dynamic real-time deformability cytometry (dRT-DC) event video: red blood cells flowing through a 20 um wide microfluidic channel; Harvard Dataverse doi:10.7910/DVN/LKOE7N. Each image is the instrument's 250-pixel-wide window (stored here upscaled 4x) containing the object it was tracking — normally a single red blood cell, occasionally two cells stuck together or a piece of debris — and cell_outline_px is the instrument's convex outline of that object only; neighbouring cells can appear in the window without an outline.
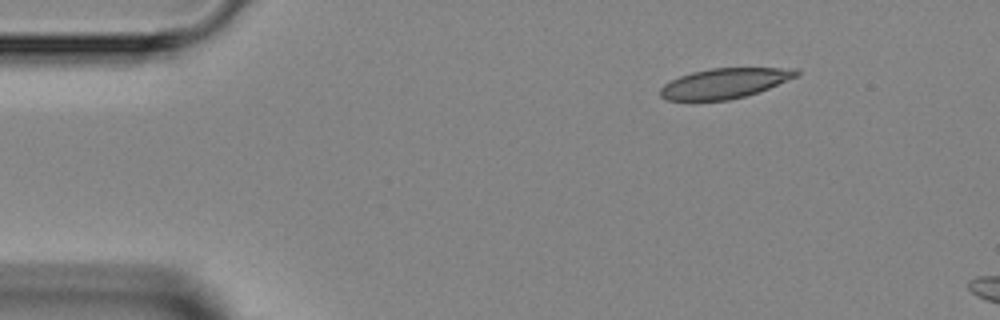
{"species": "Egyptian fruit bat (a non-hibernating species)", "species_latin": "Rousettus aegyptiacus", "temperature_condition": "room temperature", "stored_images_in_passage": 2, "camera_frame_rate_fps": 3000, "um_per_image_px": 0.085, "animal": {"sex": "female"}, "frame": {"image": 1, "passage_image": 2, "time_ms": 2.667, "image_size_px": [1000, 320], "cell_outline_px": [[800, 76], [768, 88], [744, 96], [728, 100], [668, 100], [660, 96], [660, 88], [664, 84], [680, 76], [692, 72], [712, 68], [800, 68]], "centroid_in_image_um": [61.64, 7.07], "position_along_channel_um": 23.4, "area_um2": 23.76}}